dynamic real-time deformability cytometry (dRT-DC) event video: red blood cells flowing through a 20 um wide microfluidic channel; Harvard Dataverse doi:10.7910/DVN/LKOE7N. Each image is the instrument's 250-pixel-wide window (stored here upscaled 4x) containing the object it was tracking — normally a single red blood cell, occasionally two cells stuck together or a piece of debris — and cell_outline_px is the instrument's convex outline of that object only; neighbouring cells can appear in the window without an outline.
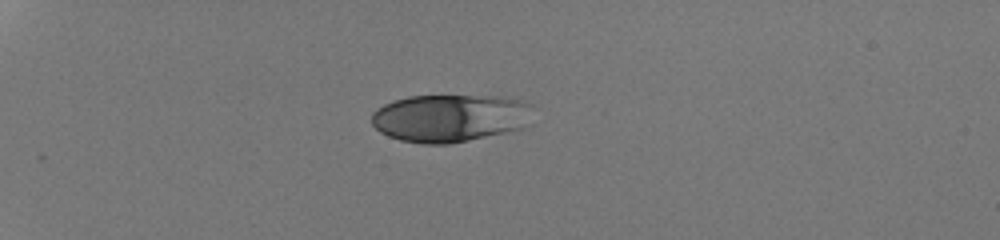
{"species": "human", "species_latin": "Homo sapiens", "temperature_condition": "room temperature", "stored_images_in_passage": 37, "camera_frame_rate_fps": 3000, "um_per_image_px": 0.085, "donor": {"sex": "male"}, "frame": {"image": 1, "passage_image": 1, "time_ms": 0.0, "image_size_px": [1000, 240], "cell_outline_px": [[532, 104], [520, 128], [504, 132], [468, 140], [448, 144], [420, 144], [400, 140], [388, 136], [380, 132], [372, 124], [372, 112], [376, 108], [384, 104], [408, 96], [496, 96], [524, 100]], "centroid_in_image_um": [38.15, 10.03], "position_along_channel_um": 46.9, "area_um2": 44.33}}
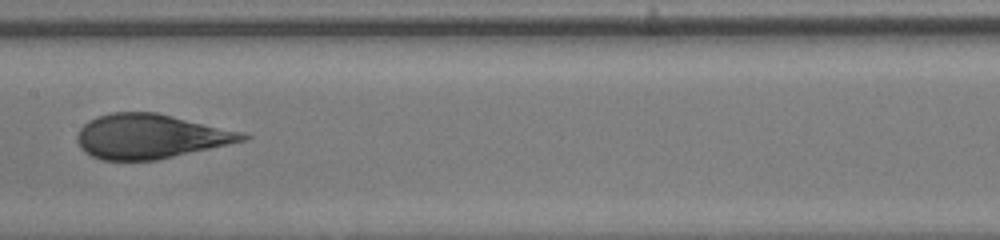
{"frame": {"image": 2, "passage_image": 16, "time_ms": 5.0, "image_size_px": [1000, 240], "cell_outline_px": [[252, 136], [248, 140], [156, 160], [100, 160], [84, 152], [80, 148], [76, 140], [76, 136], [80, 128], [88, 120], [96, 116], [112, 112], [156, 112], [244, 132]], "centroid_in_image_um": [12.77, 11.59], "position_along_channel_um": 194.6, "area_um2": 43.06}}
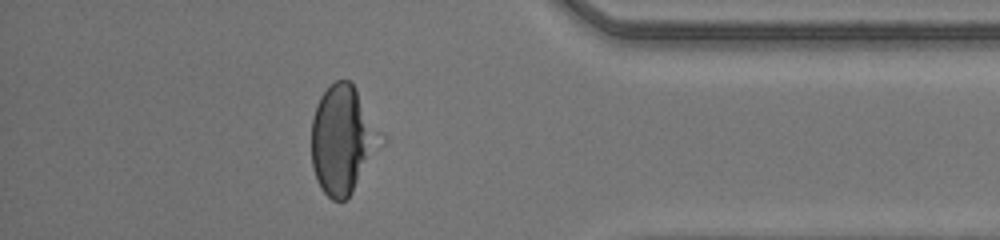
{"frame": {"image": 3, "passage_image": 32, "time_ms": 10.333, "image_size_px": [1000, 240], "cell_outline_px": [[388, 140], [352, 192], [344, 200], [332, 200], [320, 188], [316, 180], [312, 168], [312, 120], [316, 104], [320, 96], [336, 80], [348, 80], [356, 88], [388, 136]], "centroid_in_image_um": [29.22, 11.87], "position_along_channel_um": 406.0, "area_um2": 45.03}, "authors_computed_cell_mechanics": {"area_um2": 43.35, "velocity_mm_per_s": 4.2742, "shape_relaxation_time_tau1_ms": 8.9275, "shape_relaxation_time_tau2_ms": null, "deformation_change_tau1": 0.2883, "deformation_change_tau2": null}}